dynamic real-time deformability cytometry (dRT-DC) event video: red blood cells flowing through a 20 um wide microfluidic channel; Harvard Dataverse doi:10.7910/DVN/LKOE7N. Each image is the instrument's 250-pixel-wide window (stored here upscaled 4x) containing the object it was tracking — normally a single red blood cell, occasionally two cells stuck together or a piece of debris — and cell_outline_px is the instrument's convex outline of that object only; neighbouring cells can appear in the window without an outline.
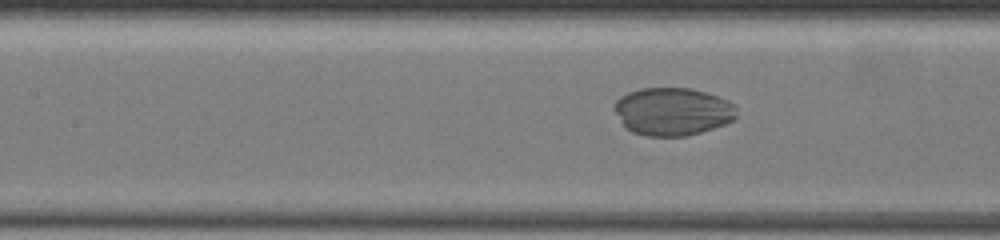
{"species": "common noctule bat (a hibernating species)", "species_latin": "Nyctalus noctula", "temperature_condition": "warm", "stored_images_in_passage": 12, "camera_frame_rate_fps": 3000, "um_per_image_px": 0.085, "animal": {"sex": "female", "body_mass_g": 19.5, "forearm_length_mm": 54.1}, "frame": {"image": 1, "passage_image": 9, "time_ms": 3.667, "image_size_px": [1000, 240], "cell_outline_px": [[736, 120], [688, 136], [648, 136], [632, 132], [624, 128], [612, 108], [616, 100], [620, 96], [628, 92], [640, 88], [692, 88], [720, 96], [728, 100], [736, 108]], "centroid_in_image_um": [57.15, 9.47], "position_along_channel_um": 150.3, "area_um2": 34.51}}